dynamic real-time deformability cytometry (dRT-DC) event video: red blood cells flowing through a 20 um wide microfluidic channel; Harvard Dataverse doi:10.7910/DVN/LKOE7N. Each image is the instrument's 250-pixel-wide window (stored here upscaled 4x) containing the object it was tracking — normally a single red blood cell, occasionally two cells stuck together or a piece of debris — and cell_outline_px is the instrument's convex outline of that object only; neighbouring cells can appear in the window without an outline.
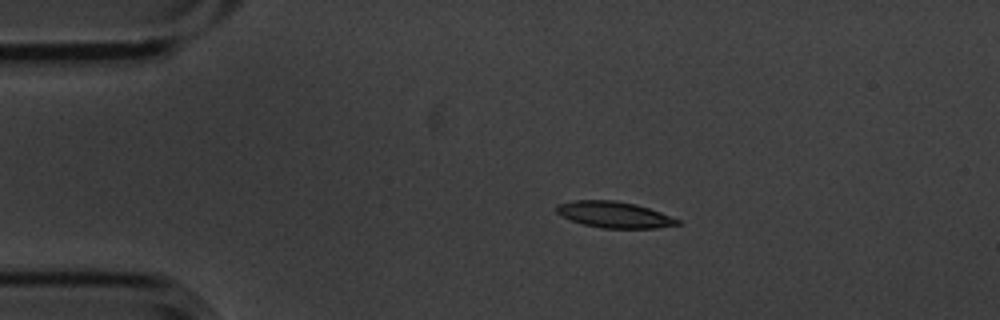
{"species": "common noctule bat (a hibernating species)", "species_latin": "Nyctalus noctula", "temperature_condition": "cold", "stored_images_in_passage": 6, "camera_frame_rate_fps": 3000, "um_per_image_px": 0.085, "animal": {"sex": "male", "body_mass_g": 20.1, "forearm_length_mm": 53.5}, "frame": {"image": 1, "passage_image": 2, "time_ms": 0.333, "image_size_px": [1000, 320], "cell_outline_px": [[680, 224], [656, 228], [600, 228], [584, 224], [572, 220], [556, 212], [556, 204], [572, 200], [616, 200], [636, 204], [660, 212], [680, 220]], "centroid_in_image_um": [52.2, 18.23], "position_along_channel_um": 32.8, "area_um2": 18.38}}
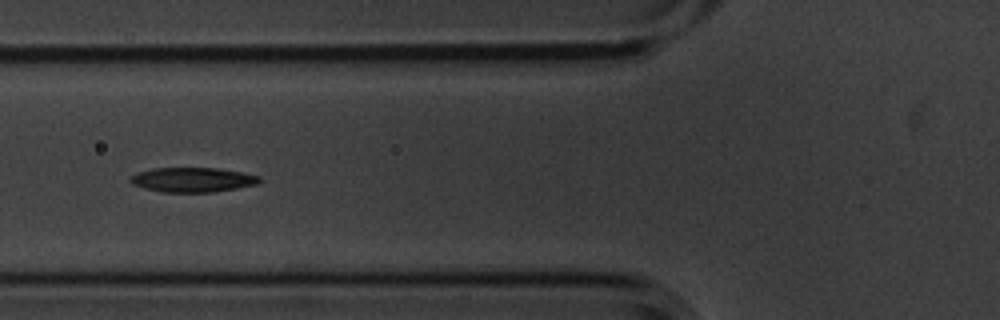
{"frame": {"image": 2, "passage_image": 5, "time_ms": 1.333, "image_size_px": [1000, 320], "cell_outline_px": [[260, 180], [256, 184], [236, 188], [212, 192], [160, 192], [144, 188], [132, 184], [128, 180], [136, 172], [152, 168], [216, 168], [244, 172], [260, 176]], "centroid_in_image_um": [16.33, 15.27], "position_along_channel_um": 109.5, "area_um2": 18.55}}
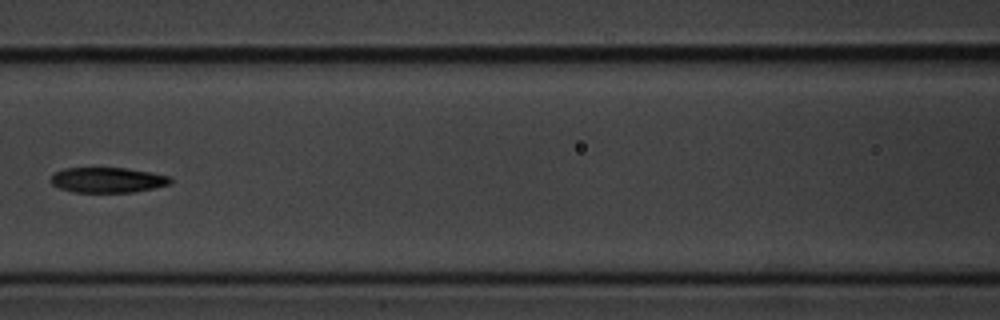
{"frame": {"image": 3, "passage_image": 6, "time_ms": 1.667, "image_size_px": [1000, 320], "cell_outline_px": [[172, 184], [132, 192], [72, 192], [60, 188], [52, 184], [48, 180], [56, 172], [64, 168], [124, 168], [152, 172], [168, 176], [172, 180]], "centroid_in_image_um": [9.13, 15.3], "position_along_channel_um": 157.5, "area_um2": 17.57}}